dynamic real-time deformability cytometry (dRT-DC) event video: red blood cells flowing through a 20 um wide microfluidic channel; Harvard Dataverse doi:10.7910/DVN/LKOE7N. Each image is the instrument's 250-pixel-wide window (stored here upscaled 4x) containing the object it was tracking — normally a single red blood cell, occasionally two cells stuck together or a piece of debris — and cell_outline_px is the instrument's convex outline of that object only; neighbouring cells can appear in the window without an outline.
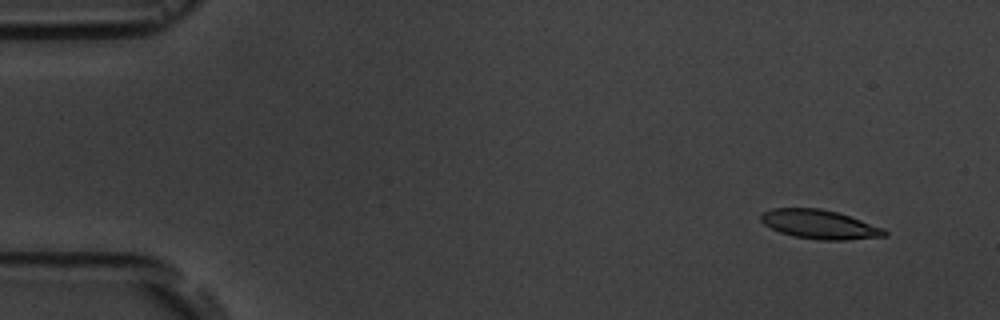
{"species": "common noctule bat (a hibernating species)", "species_latin": "Nyctalus noctula", "temperature_condition": "room temperature", "stored_images_in_passage": 5, "camera_frame_rate_fps": 3000, "um_per_image_px": 0.085, "animal": {"sex": "male", "body_mass_g": 19.5, "forearm_length_mm": 54.6}, "frame": {"image": 1, "passage_image": 1, "time_ms": 0.0, "image_size_px": [1000, 320], "cell_outline_px": [[888, 236], [844, 240], [820, 240], [792, 236], [780, 232], [764, 224], [760, 220], [760, 216], [764, 212], [772, 208], [820, 208], [836, 212], [884, 228], [888, 232]], "centroid_in_image_um": [69.66, 19.08], "position_along_channel_um": 15.3, "area_um2": 20.81}}
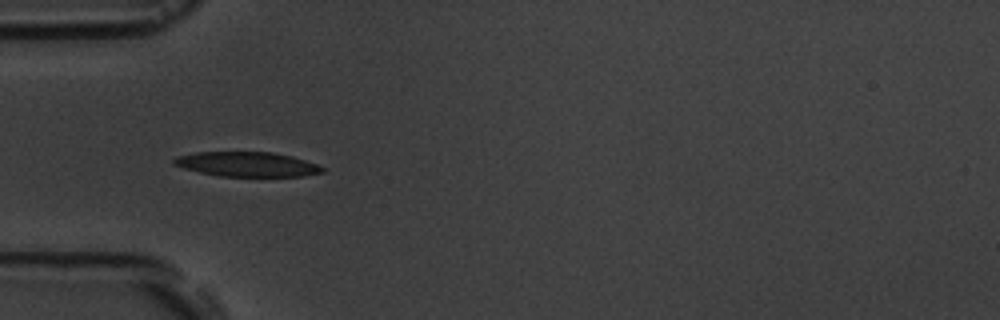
{"frame": {"image": 2, "passage_image": 4, "time_ms": 4.333, "image_size_px": [1000, 320], "cell_outline_px": [[324, 172], [304, 176], [220, 176], [200, 172], [184, 168], [172, 164], [172, 160], [176, 156], [196, 152], [272, 152], [292, 156], [316, 164], [324, 168]], "centroid_in_image_um": [20.98, 13.96], "position_along_channel_um": 64.0, "area_um2": 21.27}}
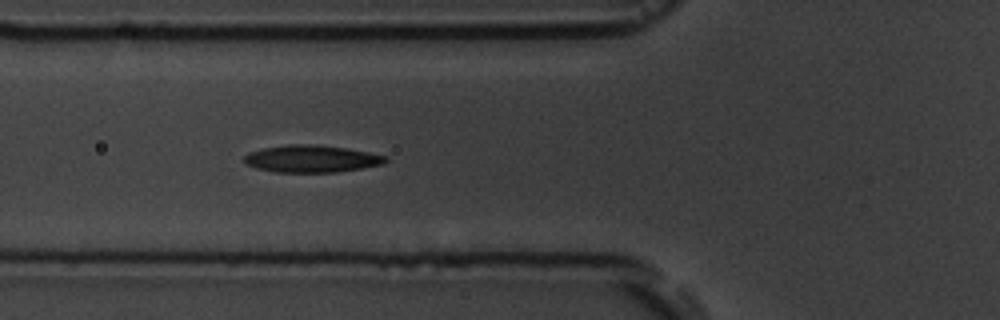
{"frame": {"image": 3, "passage_image": 5, "time_ms": 5.333, "image_size_px": [1000, 320], "cell_outline_px": [[388, 160], [384, 164], [364, 168], [336, 172], [276, 172], [256, 168], [244, 164], [244, 156], [248, 152], [264, 148], [288, 144], [316, 144], [344, 148], [368, 152], [388, 156]], "centroid_in_image_um": [26.48, 13.5], "position_along_channel_um": 99.3, "area_um2": 22.54}}